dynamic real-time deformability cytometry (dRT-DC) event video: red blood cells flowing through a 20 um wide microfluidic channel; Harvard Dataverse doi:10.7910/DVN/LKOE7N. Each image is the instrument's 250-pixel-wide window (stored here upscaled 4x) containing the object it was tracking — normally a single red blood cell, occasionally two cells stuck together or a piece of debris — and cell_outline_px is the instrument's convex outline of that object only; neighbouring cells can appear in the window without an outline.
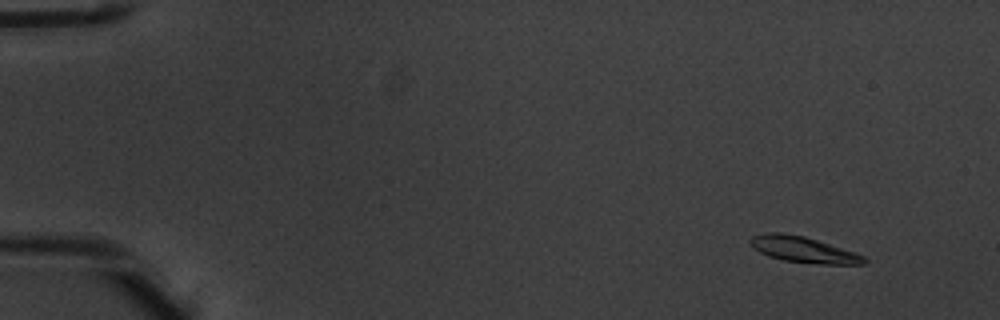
{"species": "common noctule bat (a hibernating species)", "species_latin": "Nyctalus noctula", "temperature_condition": "warm", "stored_images_in_passage": 50, "camera_frame_rate_fps": 3000, "um_per_image_px": 0.085, "animal": {"sex": "male", "body_mass_g": 20.1, "forearm_length_mm": 53.5}, "frame": {"image": 1, "passage_image": 1, "time_ms": 0.0, "image_size_px": [1000, 320], "cell_outline_px": [[868, 260], [864, 264], [820, 264], [784, 260], [768, 256], [752, 248], [748, 240], [752, 236], [764, 232], [780, 232], [804, 236], [856, 252], [864, 256]], "centroid_in_image_um": [68.26, 21.2], "position_along_channel_um": 16.7, "area_um2": 17.28}}
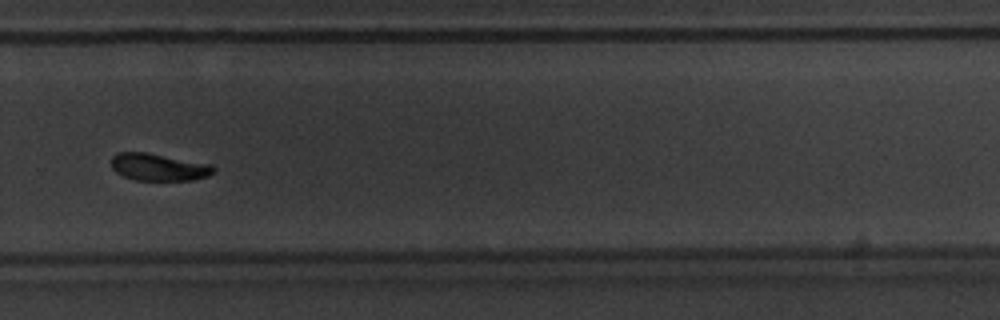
{"frame": {"image": 2, "passage_image": 34, "time_ms": 11.0, "image_size_px": [1000, 320], "cell_outline_px": [[216, 168], [208, 176], [192, 180], [136, 180], [124, 176], [116, 172], [112, 168], [112, 156], [116, 152], [144, 152], [212, 164]], "centroid_in_image_um": [13.48, 14.2], "position_along_channel_um": 316.3, "area_um2": 16.13}}
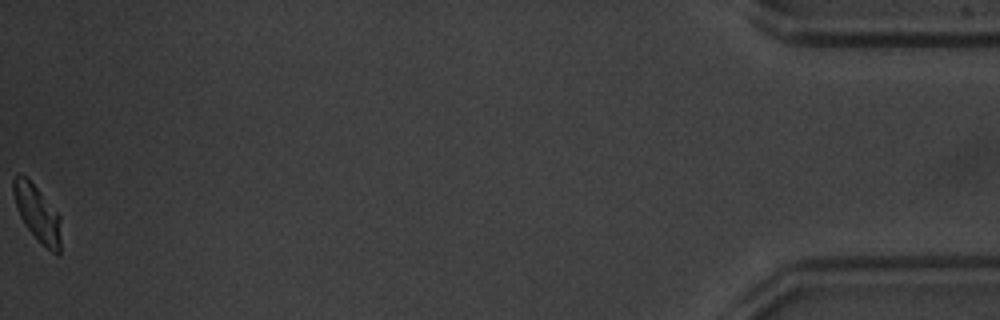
{"frame": {"image": 3, "passage_image": 50, "time_ms": 16.333, "image_size_px": [1000, 320], "cell_outline_px": [[60, 256], [56, 256], [24, 224], [16, 208], [12, 192], [12, 180], [16, 172], [20, 172], [28, 176], [60, 216]], "centroid_in_image_um": [3.13, 18.04], "position_along_channel_um": 432.1, "area_um2": 15.72}, "authors_computed_cell_mechanics": {"area_um2": 17.1377, "velocity_mm_per_s": 3.8534, "shape_relaxation_time_tau1_ms": 2.406, "shape_relaxation_time_tau2_ms": 2.743, "deformation_change_tau1": 0.1209, "deformation_change_tau2": 0.0688}}